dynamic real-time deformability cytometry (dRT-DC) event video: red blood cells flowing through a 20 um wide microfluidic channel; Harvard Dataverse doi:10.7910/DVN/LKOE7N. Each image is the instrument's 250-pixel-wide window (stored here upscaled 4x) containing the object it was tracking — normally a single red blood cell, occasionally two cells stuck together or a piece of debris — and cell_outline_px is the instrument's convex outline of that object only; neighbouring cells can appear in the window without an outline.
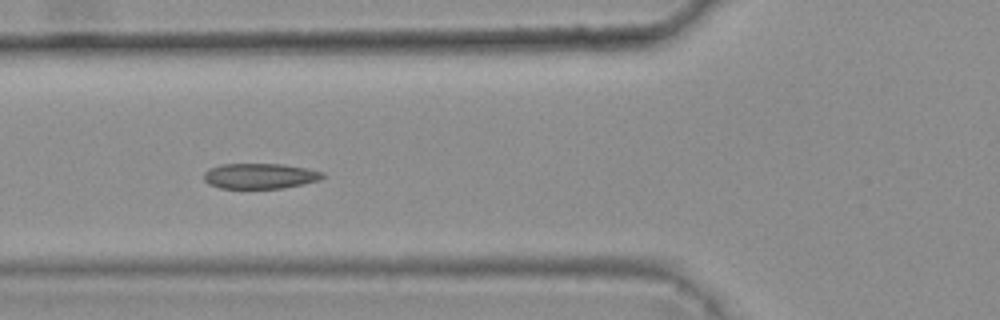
{"species": "common noctule bat (a hibernating species)", "species_latin": "Nyctalus noctula", "temperature_condition": "warm", "stored_images_in_passage": 7, "camera_frame_rate_fps": 3000, "um_per_image_px": 0.085, "animal": {"sex": "female", "body_mass_g": 25.1}, "frame": {"image": 1, "passage_image": 4, "time_ms": 1.0, "image_size_px": [1000, 320], "cell_outline_px": [[324, 176], [320, 180], [284, 188], [220, 188], [208, 184], [204, 180], [204, 172], [208, 168], [220, 164], [280, 164], [304, 168], [324, 172]], "centroid_in_image_um": [22.05, 14.96], "position_along_channel_um": 103.7, "area_um2": 17.57}}
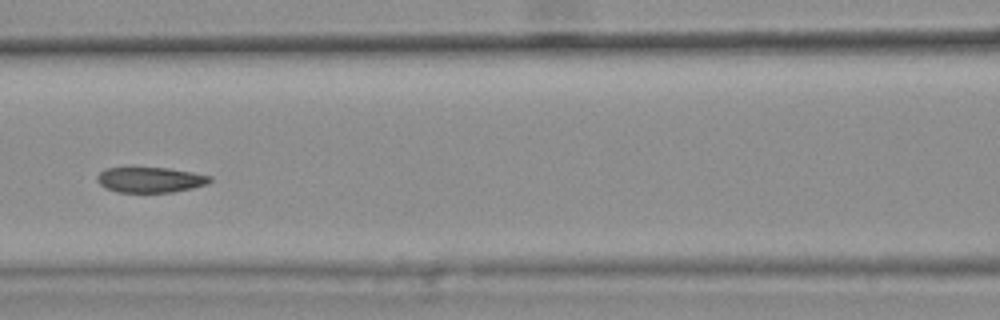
{"frame": {"image": 2, "passage_image": 5, "time_ms": 1.333, "image_size_px": [1000, 320], "cell_outline_px": [[212, 180], [208, 184], [192, 188], [172, 192], [116, 192], [104, 188], [96, 180], [96, 176], [104, 168], [128, 164], [168, 168], [192, 172], [212, 176]], "centroid_in_image_um": [12.69, 15.23], "position_along_channel_um": 153.9, "area_um2": 17.69}}